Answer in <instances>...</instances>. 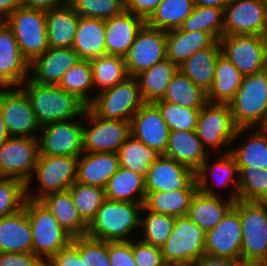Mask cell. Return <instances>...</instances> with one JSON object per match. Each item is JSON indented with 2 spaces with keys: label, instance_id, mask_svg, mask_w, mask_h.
I'll use <instances>...</instances> for the list:
<instances>
[{
  "label": "cell",
  "instance_id": "53",
  "mask_svg": "<svg viewBox=\"0 0 267 266\" xmlns=\"http://www.w3.org/2000/svg\"><path fill=\"white\" fill-rule=\"evenodd\" d=\"M111 266H137L133 257V241L108 242Z\"/></svg>",
  "mask_w": 267,
  "mask_h": 266
},
{
  "label": "cell",
  "instance_id": "41",
  "mask_svg": "<svg viewBox=\"0 0 267 266\" xmlns=\"http://www.w3.org/2000/svg\"><path fill=\"white\" fill-rule=\"evenodd\" d=\"M90 63L94 88L99 89L97 93L112 88L128 77L123 57L106 54L91 59Z\"/></svg>",
  "mask_w": 267,
  "mask_h": 266
},
{
  "label": "cell",
  "instance_id": "59",
  "mask_svg": "<svg viewBox=\"0 0 267 266\" xmlns=\"http://www.w3.org/2000/svg\"><path fill=\"white\" fill-rule=\"evenodd\" d=\"M19 6V0H0V17L5 21Z\"/></svg>",
  "mask_w": 267,
  "mask_h": 266
},
{
  "label": "cell",
  "instance_id": "62",
  "mask_svg": "<svg viewBox=\"0 0 267 266\" xmlns=\"http://www.w3.org/2000/svg\"><path fill=\"white\" fill-rule=\"evenodd\" d=\"M167 266H198L196 261H189V262H177L172 263Z\"/></svg>",
  "mask_w": 267,
  "mask_h": 266
},
{
  "label": "cell",
  "instance_id": "9",
  "mask_svg": "<svg viewBox=\"0 0 267 266\" xmlns=\"http://www.w3.org/2000/svg\"><path fill=\"white\" fill-rule=\"evenodd\" d=\"M38 157V138L10 136L0 145V177L18 179L29 190Z\"/></svg>",
  "mask_w": 267,
  "mask_h": 266
},
{
  "label": "cell",
  "instance_id": "36",
  "mask_svg": "<svg viewBox=\"0 0 267 266\" xmlns=\"http://www.w3.org/2000/svg\"><path fill=\"white\" fill-rule=\"evenodd\" d=\"M179 70L171 60L165 59L156 63L135 76L139 91L144 102H154L162 99L172 77Z\"/></svg>",
  "mask_w": 267,
  "mask_h": 266
},
{
  "label": "cell",
  "instance_id": "20",
  "mask_svg": "<svg viewBox=\"0 0 267 266\" xmlns=\"http://www.w3.org/2000/svg\"><path fill=\"white\" fill-rule=\"evenodd\" d=\"M130 123L134 137L160 155L165 154L170 129L153 102H145Z\"/></svg>",
  "mask_w": 267,
  "mask_h": 266
},
{
  "label": "cell",
  "instance_id": "14",
  "mask_svg": "<svg viewBox=\"0 0 267 266\" xmlns=\"http://www.w3.org/2000/svg\"><path fill=\"white\" fill-rule=\"evenodd\" d=\"M267 36V4L265 0H230L224 8L223 36Z\"/></svg>",
  "mask_w": 267,
  "mask_h": 266
},
{
  "label": "cell",
  "instance_id": "56",
  "mask_svg": "<svg viewBox=\"0 0 267 266\" xmlns=\"http://www.w3.org/2000/svg\"><path fill=\"white\" fill-rule=\"evenodd\" d=\"M162 0H123L124 11L143 18L145 21Z\"/></svg>",
  "mask_w": 267,
  "mask_h": 266
},
{
  "label": "cell",
  "instance_id": "60",
  "mask_svg": "<svg viewBox=\"0 0 267 266\" xmlns=\"http://www.w3.org/2000/svg\"><path fill=\"white\" fill-rule=\"evenodd\" d=\"M195 6H212L224 9L230 0H192Z\"/></svg>",
  "mask_w": 267,
  "mask_h": 266
},
{
  "label": "cell",
  "instance_id": "40",
  "mask_svg": "<svg viewBox=\"0 0 267 266\" xmlns=\"http://www.w3.org/2000/svg\"><path fill=\"white\" fill-rule=\"evenodd\" d=\"M57 86L77 97L88 107L93 101V98L88 95L89 90H95L96 92L90 60L80 59L75 65L71 66Z\"/></svg>",
  "mask_w": 267,
  "mask_h": 266
},
{
  "label": "cell",
  "instance_id": "1",
  "mask_svg": "<svg viewBox=\"0 0 267 266\" xmlns=\"http://www.w3.org/2000/svg\"><path fill=\"white\" fill-rule=\"evenodd\" d=\"M21 85L23 88H20L28 97L40 126L84 117L87 106L57 85L38 84L30 78Z\"/></svg>",
  "mask_w": 267,
  "mask_h": 266
},
{
  "label": "cell",
  "instance_id": "43",
  "mask_svg": "<svg viewBox=\"0 0 267 266\" xmlns=\"http://www.w3.org/2000/svg\"><path fill=\"white\" fill-rule=\"evenodd\" d=\"M120 166L146 176L151 164L160 156L132 134L117 151Z\"/></svg>",
  "mask_w": 267,
  "mask_h": 266
},
{
  "label": "cell",
  "instance_id": "11",
  "mask_svg": "<svg viewBox=\"0 0 267 266\" xmlns=\"http://www.w3.org/2000/svg\"><path fill=\"white\" fill-rule=\"evenodd\" d=\"M76 156L39 155L34 174L39 181V192L31 194L26 190V197L39 200L43 196L68 190L77 180Z\"/></svg>",
  "mask_w": 267,
  "mask_h": 266
},
{
  "label": "cell",
  "instance_id": "8",
  "mask_svg": "<svg viewBox=\"0 0 267 266\" xmlns=\"http://www.w3.org/2000/svg\"><path fill=\"white\" fill-rule=\"evenodd\" d=\"M88 106L98 117L131 121L133 115L145 103L135 77L128 76L112 88L94 95Z\"/></svg>",
  "mask_w": 267,
  "mask_h": 266
},
{
  "label": "cell",
  "instance_id": "38",
  "mask_svg": "<svg viewBox=\"0 0 267 266\" xmlns=\"http://www.w3.org/2000/svg\"><path fill=\"white\" fill-rule=\"evenodd\" d=\"M194 6L192 0H162L146 20V25L164 31L179 28Z\"/></svg>",
  "mask_w": 267,
  "mask_h": 266
},
{
  "label": "cell",
  "instance_id": "12",
  "mask_svg": "<svg viewBox=\"0 0 267 266\" xmlns=\"http://www.w3.org/2000/svg\"><path fill=\"white\" fill-rule=\"evenodd\" d=\"M205 236L206 232L187 216L176 217L171 235L160 248L164 262L197 261L205 254Z\"/></svg>",
  "mask_w": 267,
  "mask_h": 266
},
{
  "label": "cell",
  "instance_id": "23",
  "mask_svg": "<svg viewBox=\"0 0 267 266\" xmlns=\"http://www.w3.org/2000/svg\"><path fill=\"white\" fill-rule=\"evenodd\" d=\"M219 159L210 168V164L206 160L201 164L199 169L195 172V178L199 191L207 195L216 196L215 186H228L233 183L234 190L228 197L230 200H238V176L239 170L236 161L230 153V150L224 152ZM209 164V165H208ZM219 174V176H218ZM209 176L212 178V184L209 182ZM218 176V177H217ZM236 176V177H234ZM215 177V178H214ZM215 185V186H214Z\"/></svg>",
  "mask_w": 267,
  "mask_h": 266
},
{
  "label": "cell",
  "instance_id": "24",
  "mask_svg": "<svg viewBox=\"0 0 267 266\" xmlns=\"http://www.w3.org/2000/svg\"><path fill=\"white\" fill-rule=\"evenodd\" d=\"M146 21L130 12L105 20L106 54L125 57Z\"/></svg>",
  "mask_w": 267,
  "mask_h": 266
},
{
  "label": "cell",
  "instance_id": "57",
  "mask_svg": "<svg viewBox=\"0 0 267 266\" xmlns=\"http://www.w3.org/2000/svg\"><path fill=\"white\" fill-rule=\"evenodd\" d=\"M66 0H19V5L24 8L48 11L62 6Z\"/></svg>",
  "mask_w": 267,
  "mask_h": 266
},
{
  "label": "cell",
  "instance_id": "2",
  "mask_svg": "<svg viewBox=\"0 0 267 266\" xmlns=\"http://www.w3.org/2000/svg\"><path fill=\"white\" fill-rule=\"evenodd\" d=\"M143 203L121 202L105 198L86 236L105 242L131 241L129 235L138 229Z\"/></svg>",
  "mask_w": 267,
  "mask_h": 266
},
{
  "label": "cell",
  "instance_id": "48",
  "mask_svg": "<svg viewBox=\"0 0 267 266\" xmlns=\"http://www.w3.org/2000/svg\"><path fill=\"white\" fill-rule=\"evenodd\" d=\"M161 112L170 131H195L198 114L201 108L183 107L161 99L153 102Z\"/></svg>",
  "mask_w": 267,
  "mask_h": 266
},
{
  "label": "cell",
  "instance_id": "22",
  "mask_svg": "<svg viewBox=\"0 0 267 266\" xmlns=\"http://www.w3.org/2000/svg\"><path fill=\"white\" fill-rule=\"evenodd\" d=\"M80 60L72 48H48L29 64V78L42 85H58L65 72Z\"/></svg>",
  "mask_w": 267,
  "mask_h": 266
},
{
  "label": "cell",
  "instance_id": "46",
  "mask_svg": "<svg viewBox=\"0 0 267 266\" xmlns=\"http://www.w3.org/2000/svg\"><path fill=\"white\" fill-rule=\"evenodd\" d=\"M238 199L267 201V170L255 167H238Z\"/></svg>",
  "mask_w": 267,
  "mask_h": 266
},
{
  "label": "cell",
  "instance_id": "30",
  "mask_svg": "<svg viewBox=\"0 0 267 266\" xmlns=\"http://www.w3.org/2000/svg\"><path fill=\"white\" fill-rule=\"evenodd\" d=\"M39 201L72 238L86 236L88 225L79 216L68 190L47 194Z\"/></svg>",
  "mask_w": 267,
  "mask_h": 266
},
{
  "label": "cell",
  "instance_id": "26",
  "mask_svg": "<svg viewBox=\"0 0 267 266\" xmlns=\"http://www.w3.org/2000/svg\"><path fill=\"white\" fill-rule=\"evenodd\" d=\"M32 230L25 209L0 218V253L32 252Z\"/></svg>",
  "mask_w": 267,
  "mask_h": 266
},
{
  "label": "cell",
  "instance_id": "10",
  "mask_svg": "<svg viewBox=\"0 0 267 266\" xmlns=\"http://www.w3.org/2000/svg\"><path fill=\"white\" fill-rule=\"evenodd\" d=\"M221 53L245 76L267 69V36L230 35L219 39Z\"/></svg>",
  "mask_w": 267,
  "mask_h": 266
},
{
  "label": "cell",
  "instance_id": "37",
  "mask_svg": "<svg viewBox=\"0 0 267 266\" xmlns=\"http://www.w3.org/2000/svg\"><path fill=\"white\" fill-rule=\"evenodd\" d=\"M198 190H173L170 192L146 193L145 210L174 217L187 216L193 197Z\"/></svg>",
  "mask_w": 267,
  "mask_h": 266
},
{
  "label": "cell",
  "instance_id": "50",
  "mask_svg": "<svg viewBox=\"0 0 267 266\" xmlns=\"http://www.w3.org/2000/svg\"><path fill=\"white\" fill-rule=\"evenodd\" d=\"M26 184L18 179L0 177V218L24 208Z\"/></svg>",
  "mask_w": 267,
  "mask_h": 266
},
{
  "label": "cell",
  "instance_id": "6",
  "mask_svg": "<svg viewBox=\"0 0 267 266\" xmlns=\"http://www.w3.org/2000/svg\"><path fill=\"white\" fill-rule=\"evenodd\" d=\"M249 129L236 126L229 103L207 102L199 111L195 133L204 149L211 147L218 152L224 146H232Z\"/></svg>",
  "mask_w": 267,
  "mask_h": 266
},
{
  "label": "cell",
  "instance_id": "18",
  "mask_svg": "<svg viewBox=\"0 0 267 266\" xmlns=\"http://www.w3.org/2000/svg\"><path fill=\"white\" fill-rule=\"evenodd\" d=\"M145 187L146 193L199 190L195 172L164 155H160L148 169Z\"/></svg>",
  "mask_w": 267,
  "mask_h": 266
},
{
  "label": "cell",
  "instance_id": "49",
  "mask_svg": "<svg viewBox=\"0 0 267 266\" xmlns=\"http://www.w3.org/2000/svg\"><path fill=\"white\" fill-rule=\"evenodd\" d=\"M72 9L85 18L107 20L120 15L123 11V0H66Z\"/></svg>",
  "mask_w": 267,
  "mask_h": 266
},
{
  "label": "cell",
  "instance_id": "27",
  "mask_svg": "<svg viewBox=\"0 0 267 266\" xmlns=\"http://www.w3.org/2000/svg\"><path fill=\"white\" fill-rule=\"evenodd\" d=\"M217 40L208 32H187L180 28L166 31L167 59L178 67L195 52L211 47Z\"/></svg>",
  "mask_w": 267,
  "mask_h": 266
},
{
  "label": "cell",
  "instance_id": "29",
  "mask_svg": "<svg viewBox=\"0 0 267 266\" xmlns=\"http://www.w3.org/2000/svg\"><path fill=\"white\" fill-rule=\"evenodd\" d=\"M206 150L195 131H170L164 156L172 158L196 172L206 160Z\"/></svg>",
  "mask_w": 267,
  "mask_h": 266
},
{
  "label": "cell",
  "instance_id": "31",
  "mask_svg": "<svg viewBox=\"0 0 267 266\" xmlns=\"http://www.w3.org/2000/svg\"><path fill=\"white\" fill-rule=\"evenodd\" d=\"M72 49L84 60L106 55L105 20L80 17Z\"/></svg>",
  "mask_w": 267,
  "mask_h": 266
},
{
  "label": "cell",
  "instance_id": "19",
  "mask_svg": "<svg viewBox=\"0 0 267 266\" xmlns=\"http://www.w3.org/2000/svg\"><path fill=\"white\" fill-rule=\"evenodd\" d=\"M242 225L233 206L214 228L206 232L205 254L241 262Z\"/></svg>",
  "mask_w": 267,
  "mask_h": 266
},
{
  "label": "cell",
  "instance_id": "16",
  "mask_svg": "<svg viewBox=\"0 0 267 266\" xmlns=\"http://www.w3.org/2000/svg\"><path fill=\"white\" fill-rule=\"evenodd\" d=\"M166 58V31L145 24L138 32L124 60L128 76L135 77Z\"/></svg>",
  "mask_w": 267,
  "mask_h": 266
},
{
  "label": "cell",
  "instance_id": "64",
  "mask_svg": "<svg viewBox=\"0 0 267 266\" xmlns=\"http://www.w3.org/2000/svg\"><path fill=\"white\" fill-rule=\"evenodd\" d=\"M4 22V20L0 17V25Z\"/></svg>",
  "mask_w": 267,
  "mask_h": 266
},
{
  "label": "cell",
  "instance_id": "55",
  "mask_svg": "<svg viewBox=\"0 0 267 266\" xmlns=\"http://www.w3.org/2000/svg\"><path fill=\"white\" fill-rule=\"evenodd\" d=\"M45 266H83L78 250L70 243L51 257Z\"/></svg>",
  "mask_w": 267,
  "mask_h": 266
},
{
  "label": "cell",
  "instance_id": "4",
  "mask_svg": "<svg viewBox=\"0 0 267 266\" xmlns=\"http://www.w3.org/2000/svg\"><path fill=\"white\" fill-rule=\"evenodd\" d=\"M31 230L32 252L44 263L67 247L72 237L39 200L26 199L24 204Z\"/></svg>",
  "mask_w": 267,
  "mask_h": 266
},
{
  "label": "cell",
  "instance_id": "47",
  "mask_svg": "<svg viewBox=\"0 0 267 266\" xmlns=\"http://www.w3.org/2000/svg\"><path fill=\"white\" fill-rule=\"evenodd\" d=\"M142 211H146L147 214L144 219H141V233L142 237L140 240L161 248L167 241L168 237L171 235L176 217L158 214L148 210L143 207Z\"/></svg>",
  "mask_w": 267,
  "mask_h": 266
},
{
  "label": "cell",
  "instance_id": "13",
  "mask_svg": "<svg viewBox=\"0 0 267 266\" xmlns=\"http://www.w3.org/2000/svg\"><path fill=\"white\" fill-rule=\"evenodd\" d=\"M83 116L89 126L83 125V151L89 153L117 152L131 135V123L98 117L89 107Z\"/></svg>",
  "mask_w": 267,
  "mask_h": 266
},
{
  "label": "cell",
  "instance_id": "61",
  "mask_svg": "<svg viewBox=\"0 0 267 266\" xmlns=\"http://www.w3.org/2000/svg\"><path fill=\"white\" fill-rule=\"evenodd\" d=\"M10 137L8 131H7V128H6V125H5V122H4V118H3V115H2V110H1V107H0V145L2 143H4L8 138Z\"/></svg>",
  "mask_w": 267,
  "mask_h": 266
},
{
  "label": "cell",
  "instance_id": "45",
  "mask_svg": "<svg viewBox=\"0 0 267 266\" xmlns=\"http://www.w3.org/2000/svg\"><path fill=\"white\" fill-rule=\"evenodd\" d=\"M68 191L79 216L89 225L105 199L104 188L75 182Z\"/></svg>",
  "mask_w": 267,
  "mask_h": 266
},
{
  "label": "cell",
  "instance_id": "51",
  "mask_svg": "<svg viewBox=\"0 0 267 266\" xmlns=\"http://www.w3.org/2000/svg\"><path fill=\"white\" fill-rule=\"evenodd\" d=\"M71 244L78 250L83 266H111L108 242L81 236L72 238Z\"/></svg>",
  "mask_w": 267,
  "mask_h": 266
},
{
  "label": "cell",
  "instance_id": "5",
  "mask_svg": "<svg viewBox=\"0 0 267 266\" xmlns=\"http://www.w3.org/2000/svg\"><path fill=\"white\" fill-rule=\"evenodd\" d=\"M229 105L238 128L260 127L267 115V69L245 75Z\"/></svg>",
  "mask_w": 267,
  "mask_h": 266
},
{
  "label": "cell",
  "instance_id": "52",
  "mask_svg": "<svg viewBox=\"0 0 267 266\" xmlns=\"http://www.w3.org/2000/svg\"><path fill=\"white\" fill-rule=\"evenodd\" d=\"M133 257L137 266H167L160 248L140 239L133 241Z\"/></svg>",
  "mask_w": 267,
  "mask_h": 266
},
{
  "label": "cell",
  "instance_id": "15",
  "mask_svg": "<svg viewBox=\"0 0 267 266\" xmlns=\"http://www.w3.org/2000/svg\"><path fill=\"white\" fill-rule=\"evenodd\" d=\"M0 107L10 136L38 138L35 133L41 126L28 97L20 87L0 88Z\"/></svg>",
  "mask_w": 267,
  "mask_h": 266
},
{
  "label": "cell",
  "instance_id": "63",
  "mask_svg": "<svg viewBox=\"0 0 267 266\" xmlns=\"http://www.w3.org/2000/svg\"><path fill=\"white\" fill-rule=\"evenodd\" d=\"M259 128H260L261 130H263L264 132L267 133V115H266V117H265L263 123L260 125Z\"/></svg>",
  "mask_w": 267,
  "mask_h": 266
},
{
  "label": "cell",
  "instance_id": "58",
  "mask_svg": "<svg viewBox=\"0 0 267 266\" xmlns=\"http://www.w3.org/2000/svg\"><path fill=\"white\" fill-rule=\"evenodd\" d=\"M196 262L198 266H244L238 260L214 257L207 254L202 255Z\"/></svg>",
  "mask_w": 267,
  "mask_h": 266
},
{
  "label": "cell",
  "instance_id": "35",
  "mask_svg": "<svg viewBox=\"0 0 267 266\" xmlns=\"http://www.w3.org/2000/svg\"><path fill=\"white\" fill-rule=\"evenodd\" d=\"M220 53L221 45L216 41L211 47L191 55L179 66V70L196 86L208 92L214 81L215 62Z\"/></svg>",
  "mask_w": 267,
  "mask_h": 266
},
{
  "label": "cell",
  "instance_id": "42",
  "mask_svg": "<svg viewBox=\"0 0 267 266\" xmlns=\"http://www.w3.org/2000/svg\"><path fill=\"white\" fill-rule=\"evenodd\" d=\"M255 129V130H254ZM249 139L230 153L238 167H255L267 170V133L259 127L251 128Z\"/></svg>",
  "mask_w": 267,
  "mask_h": 266
},
{
  "label": "cell",
  "instance_id": "39",
  "mask_svg": "<svg viewBox=\"0 0 267 266\" xmlns=\"http://www.w3.org/2000/svg\"><path fill=\"white\" fill-rule=\"evenodd\" d=\"M161 100L191 108H202L208 102L207 92L196 86L180 70L170 80L166 94Z\"/></svg>",
  "mask_w": 267,
  "mask_h": 266
},
{
  "label": "cell",
  "instance_id": "17",
  "mask_svg": "<svg viewBox=\"0 0 267 266\" xmlns=\"http://www.w3.org/2000/svg\"><path fill=\"white\" fill-rule=\"evenodd\" d=\"M39 155L76 156L83 151V125L78 121H58L40 128Z\"/></svg>",
  "mask_w": 267,
  "mask_h": 266
},
{
  "label": "cell",
  "instance_id": "33",
  "mask_svg": "<svg viewBox=\"0 0 267 266\" xmlns=\"http://www.w3.org/2000/svg\"><path fill=\"white\" fill-rule=\"evenodd\" d=\"M244 75L222 53L216 59L214 81L207 92L209 103H229L242 84Z\"/></svg>",
  "mask_w": 267,
  "mask_h": 266
},
{
  "label": "cell",
  "instance_id": "3",
  "mask_svg": "<svg viewBox=\"0 0 267 266\" xmlns=\"http://www.w3.org/2000/svg\"><path fill=\"white\" fill-rule=\"evenodd\" d=\"M242 225L241 263L244 266H267V204L236 200Z\"/></svg>",
  "mask_w": 267,
  "mask_h": 266
},
{
  "label": "cell",
  "instance_id": "44",
  "mask_svg": "<svg viewBox=\"0 0 267 266\" xmlns=\"http://www.w3.org/2000/svg\"><path fill=\"white\" fill-rule=\"evenodd\" d=\"M179 28L187 32H208L219 41L223 36L224 9L212 6H194L191 14Z\"/></svg>",
  "mask_w": 267,
  "mask_h": 266
},
{
  "label": "cell",
  "instance_id": "32",
  "mask_svg": "<svg viewBox=\"0 0 267 266\" xmlns=\"http://www.w3.org/2000/svg\"><path fill=\"white\" fill-rule=\"evenodd\" d=\"M235 201L229 198L222 201L220 195H207L197 191L193 197L187 217L205 232L214 228L223 220Z\"/></svg>",
  "mask_w": 267,
  "mask_h": 266
},
{
  "label": "cell",
  "instance_id": "21",
  "mask_svg": "<svg viewBox=\"0 0 267 266\" xmlns=\"http://www.w3.org/2000/svg\"><path fill=\"white\" fill-rule=\"evenodd\" d=\"M29 62L23 57L13 30L0 25V87H20L29 78Z\"/></svg>",
  "mask_w": 267,
  "mask_h": 266
},
{
  "label": "cell",
  "instance_id": "25",
  "mask_svg": "<svg viewBox=\"0 0 267 266\" xmlns=\"http://www.w3.org/2000/svg\"><path fill=\"white\" fill-rule=\"evenodd\" d=\"M117 152H83L77 161V180L80 184L105 188L108 180L118 171Z\"/></svg>",
  "mask_w": 267,
  "mask_h": 266
},
{
  "label": "cell",
  "instance_id": "28",
  "mask_svg": "<svg viewBox=\"0 0 267 266\" xmlns=\"http://www.w3.org/2000/svg\"><path fill=\"white\" fill-rule=\"evenodd\" d=\"M80 16L65 2L46 11V29L49 48H72Z\"/></svg>",
  "mask_w": 267,
  "mask_h": 266
},
{
  "label": "cell",
  "instance_id": "34",
  "mask_svg": "<svg viewBox=\"0 0 267 266\" xmlns=\"http://www.w3.org/2000/svg\"><path fill=\"white\" fill-rule=\"evenodd\" d=\"M104 192L105 198L111 200L144 203L146 197L145 176L120 166L108 180Z\"/></svg>",
  "mask_w": 267,
  "mask_h": 266
},
{
  "label": "cell",
  "instance_id": "7",
  "mask_svg": "<svg viewBox=\"0 0 267 266\" xmlns=\"http://www.w3.org/2000/svg\"><path fill=\"white\" fill-rule=\"evenodd\" d=\"M29 64L48 48L46 11L19 6L6 20Z\"/></svg>",
  "mask_w": 267,
  "mask_h": 266
},
{
  "label": "cell",
  "instance_id": "54",
  "mask_svg": "<svg viewBox=\"0 0 267 266\" xmlns=\"http://www.w3.org/2000/svg\"><path fill=\"white\" fill-rule=\"evenodd\" d=\"M0 266H45V263L33 252L0 253Z\"/></svg>",
  "mask_w": 267,
  "mask_h": 266
}]
</instances>
